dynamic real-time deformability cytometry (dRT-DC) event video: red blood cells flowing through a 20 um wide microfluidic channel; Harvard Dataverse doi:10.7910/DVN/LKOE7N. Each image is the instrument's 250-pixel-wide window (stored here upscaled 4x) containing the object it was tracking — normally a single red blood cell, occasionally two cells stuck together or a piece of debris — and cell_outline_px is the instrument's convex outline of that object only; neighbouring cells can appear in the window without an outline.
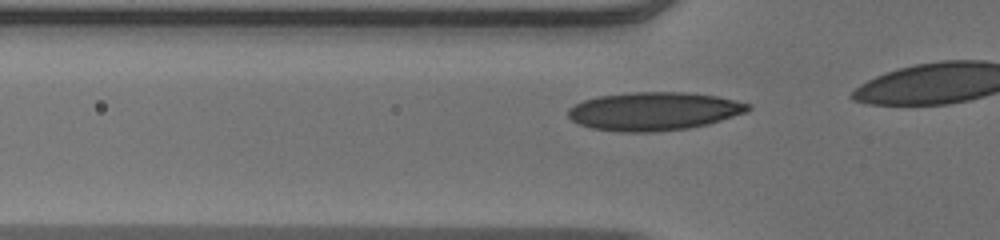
{"species": "human", "species_latin": "Homo sapiens", "temperature_condition": "warm", "stored_images_in_passage": 13, "camera_frame_rate_fps": 3000, "um_per_image_px": 0.085, "donor": {"sex": "male"}, "frame": {"image": 1, "passage_image": 8, "time_ms": 2.333, "image_size_px": [1000, 240], "cell_outline_px": [[752, 108], [748, 112], [708, 124], [688, 128], [656, 132], [616, 132], [592, 128], [580, 124], [572, 120], [568, 116], [568, 108], [584, 100], [596, 96], [632, 92], [684, 92], [716, 96], [736, 100], [752, 104]], "centroid_in_image_um": [55.6, 9.46], "position_along_channel_um": 70.2, "area_um2": 40.4}}
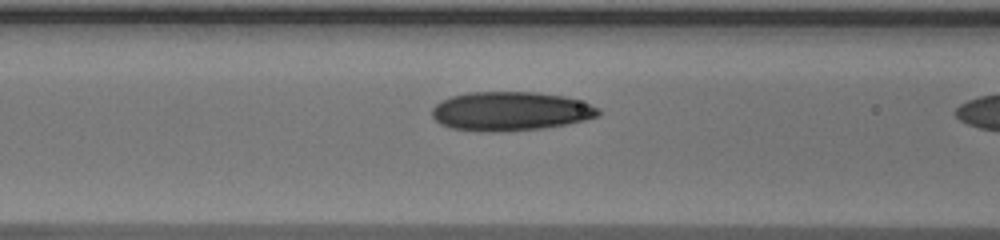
{"frame": {"image": 2, "passage_image": 12, "time_ms": 3.667, "image_size_px": [1000, 240], "cell_outline_px": [[600, 116], [568, 124], [544, 128], [504, 132], [480, 132], [452, 128], [440, 124], [432, 116], [432, 108], [440, 100], [452, 96], [468, 92], [536, 92], [564, 96], [600, 108]], "centroid_in_image_um": [43.37, 9.46], "position_along_channel_um": 123.2, "area_um2": 38.09}}